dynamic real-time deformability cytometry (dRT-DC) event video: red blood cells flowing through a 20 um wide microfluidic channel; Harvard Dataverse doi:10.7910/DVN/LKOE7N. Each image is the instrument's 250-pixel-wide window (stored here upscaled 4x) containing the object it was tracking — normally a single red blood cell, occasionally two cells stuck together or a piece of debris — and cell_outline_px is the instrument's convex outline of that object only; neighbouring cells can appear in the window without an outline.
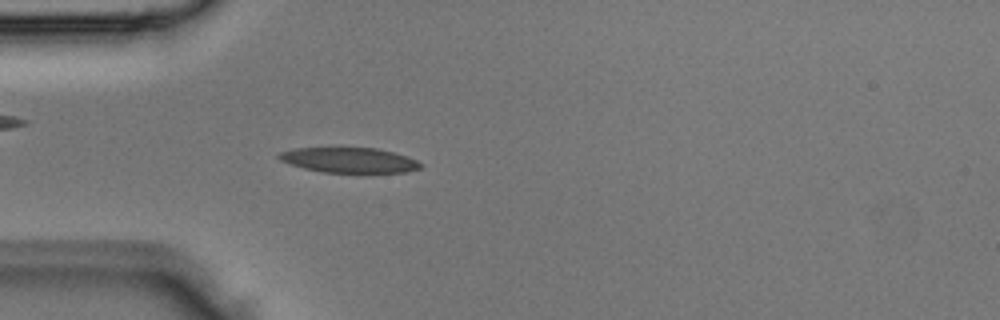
{"species": "Egyptian fruit bat (a non-hibernating species)", "species_latin": "Rousettus aegyptiacus", "temperature_condition": "room temperature", "stored_images_in_passage": 2, "camera_frame_rate_fps": 3000, "um_per_image_px": 0.085, "animal": {"sex": "male"}, "frame": {"image": 1, "passage_image": 2, "time_ms": 0.333, "image_size_px": [1000, 320], "cell_outline_px": [[424, 164], [420, 168], [404, 172], [320, 172], [304, 168], [280, 160], [276, 156], [280, 152], [296, 148], [340, 144], [376, 148], [408, 156]], "centroid_in_image_um": [29.63, 13.55], "position_along_channel_um": 55.4, "area_um2": 21.68}}